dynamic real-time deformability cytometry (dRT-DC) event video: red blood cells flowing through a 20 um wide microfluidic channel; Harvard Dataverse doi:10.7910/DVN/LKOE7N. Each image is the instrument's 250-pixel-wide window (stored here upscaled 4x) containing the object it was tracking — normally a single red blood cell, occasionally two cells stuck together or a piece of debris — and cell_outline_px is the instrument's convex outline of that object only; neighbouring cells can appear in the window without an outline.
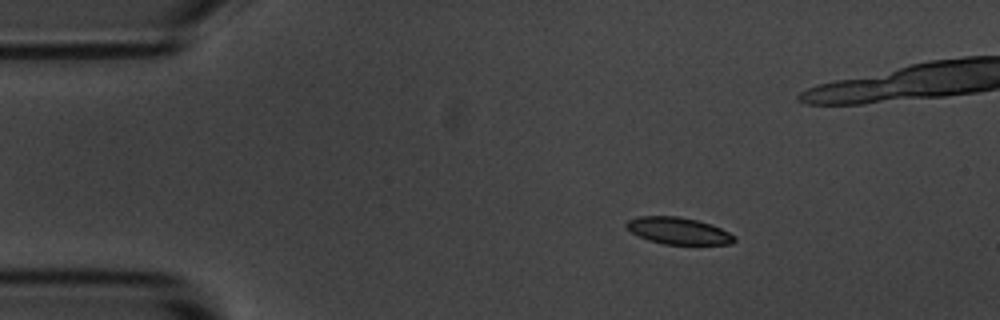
{"species": "common noctule bat (a hibernating species)", "species_latin": "Nyctalus noctula", "temperature_condition": "room temperature", "stored_images_in_passage": 5, "camera_frame_rate_fps": 3000, "um_per_image_px": 0.085, "animal": {"sex": "male", "body_mass_g": 20.1, "forearm_length_mm": 53.5}, "frame": {"image": 1, "passage_image": 2, "time_ms": 1.333, "image_size_px": [1000, 320], "cell_outline_px": [[736, 240], [732, 244], [664, 244], [648, 240], [632, 232], [624, 224], [628, 220], [640, 216], [676, 216], [696, 220], [712, 224], [736, 236]], "centroid_in_image_um": [57.68, 19.62], "position_along_channel_um": 27.3, "area_um2": 16.76}}